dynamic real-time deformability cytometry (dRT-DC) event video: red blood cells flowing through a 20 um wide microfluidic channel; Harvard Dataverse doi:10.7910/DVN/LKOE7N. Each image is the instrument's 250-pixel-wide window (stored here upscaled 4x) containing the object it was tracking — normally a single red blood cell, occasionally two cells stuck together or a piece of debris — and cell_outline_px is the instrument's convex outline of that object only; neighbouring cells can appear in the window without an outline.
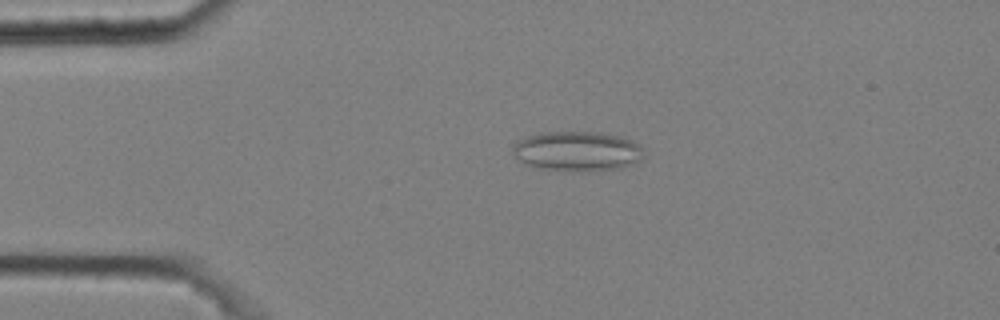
{"species": "common noctule bat (a hibernating species)", "species_latin": "Nyctalus noctula", "temperature_condition": "cold", "stored_images_in_passage": 51, "camera_frame_rate_fps": 3000, "um_per_image_px": 0.085, "animal": {"sex": "male", "body_mass_g": 20.4}, "frame": {"image": 1, "passage_image": 12, "time_ms": 3.667, "image_size_px": [1000, 320], "cell_outline_px": [[644, 156], [640, 160], [616, 168], [588, 172], [580, 172], [536, 168], [524, 164], [512, 156], [512, 148], [520, 140], [528, 136], [540, 132], [600, 132], [624, 136], [640, 144], [644, 148]], "centroid_in_image_um": [49.06, 12.85], "position_along_channel_um": 35.9, "area_um2": 30.87}}
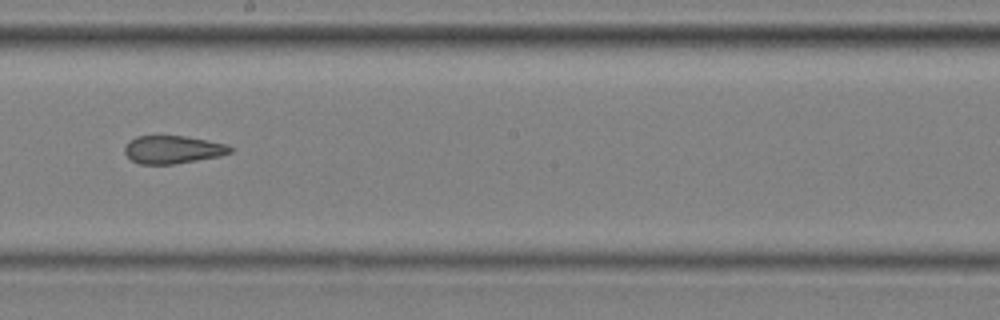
{"frame": {"image": 2, "passage_image": 31, "time_ms": 10.0, "image_size_px": [1000, 320], "cell_outline_px": [[236, 148], [232, 152], [220, 156], [172, 164], [140, 164], [132, 160], [124, 152], [124, 148], [128, 140], [136, 136], [184, 136], [208, 140], [228, 144]], "centroid_in_image_um": [14.72, 12.7], "position_along_channel_um": 233.5, "area_um2": 17.28}}
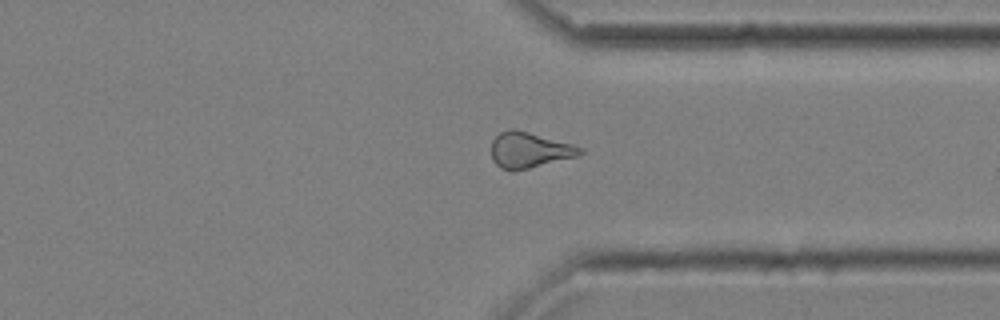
{"frame": {"image": 3, "passage_image": 42, "time_ms": 13.667, "image_size_px": [1000, 320], "cell_outline_px": [[584, 152], [576, 156], [512, 172], [500, 168], [492, 160], [492, 140], [500, 132], [508, 128], [512, 128], [528, 132], [572, 144], [584, 148]], "centroid_in_image_um": [44.95, 12.75], "position_along_channel_um": 366.4, "area_um2": 18.32}, "authors_computed_cell_mechanics": {"area_um2": 18.785, "velocity_mm_per_s": 3.6323, "shape_relaxation_time_tau1_ms": null, "shape_relaxation_time_tau2_ms": 2.5049, "deformation_change_tau1": null, "deformation_change_tau2": 0.1069}}